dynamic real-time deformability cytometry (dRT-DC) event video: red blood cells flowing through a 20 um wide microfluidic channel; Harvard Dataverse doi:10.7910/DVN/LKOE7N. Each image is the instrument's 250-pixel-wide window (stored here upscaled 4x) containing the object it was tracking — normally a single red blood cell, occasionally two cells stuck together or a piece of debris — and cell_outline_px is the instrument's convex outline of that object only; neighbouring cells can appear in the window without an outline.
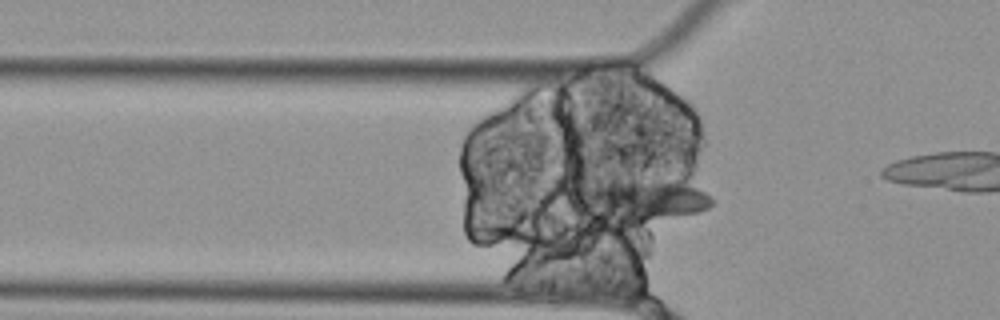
{"species": "Egyptian fruit bat (a non-hibernating species)", "species_latin": "Rousettus aegyptiacus", "temperature_condition": "cold", "stored_images_in_passage": 56, "camera_frame_rate_fps": 3000, "um_per_image_px": 0.085, "animal": {"sex": "female"}, "frame": {"image": 1, "passage_image": 17, "time_ms": 5.333, "image_size_px": [1000, 320], "cell_outline_px": [[716, 200], [708, 208], [700, 212], [644, 220], [612, 212], [584, 204], [588, 192], [648, 176], [672, 180], [696, 188], [712, 196]], "centroid_in_image_um": [55.27, 16.89], "position_along_channel_um": 70.5, "area_um2": 27.17}}
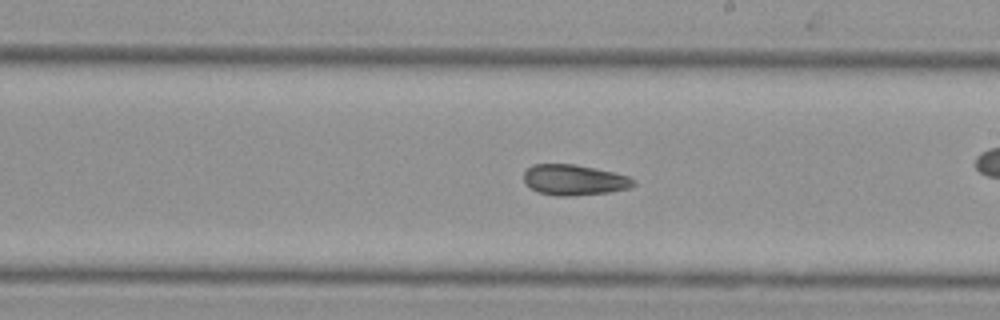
{"frame": {"image": 2, "passage_image": 31, "time_ms": 10.0, "image_size_px": [1000, 320], "cell_outline_px": [[636, 184], [632, 188], [608, 192], [572, 196], [556, 196], [536, 192], [524, 180], [524, 172], [532, 164], [576, 164], [596, 168], [628, 176], [636, 180]], "centroid_in_image_um": [48.83, 15.29], "position_along_channel_um": 240.2, "area_um2": 19.71}}
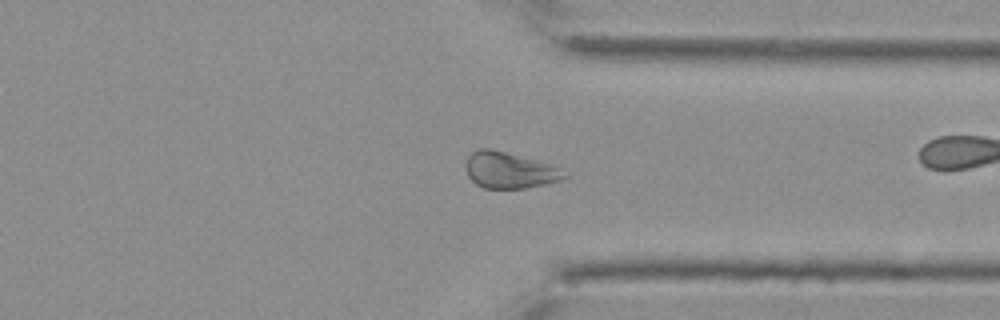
{"frame": {"image": 3, "passage_image": 42, "time_ms": 13.667, "image_size_px": [1000, 320], "cell_outline_px": [[568, 176], [560, 180], [544, 184], [524, 188], [484, 188], [476, 184], [468, 176], [464, 164], [468, 156], [472, 152], [480, 148], [488, 148], [504, 152], [548, 164], [560, 168]], "centroid_in_image_um": [43.25, 14.48], "position_along_channel_um": 368.2, "area_um2": 20.4}, "authors_computed_cell_mechanics": {"area_um2": 23.1778, "velocity_mm_per_s": 3.5004, "shape_relaxation_time_tau1_ms": null, "shape_relaxation_time_tau2_ms": 2.7797, "deformation_change_tau1": null, "deformation_change_tau2": 0.0821}}